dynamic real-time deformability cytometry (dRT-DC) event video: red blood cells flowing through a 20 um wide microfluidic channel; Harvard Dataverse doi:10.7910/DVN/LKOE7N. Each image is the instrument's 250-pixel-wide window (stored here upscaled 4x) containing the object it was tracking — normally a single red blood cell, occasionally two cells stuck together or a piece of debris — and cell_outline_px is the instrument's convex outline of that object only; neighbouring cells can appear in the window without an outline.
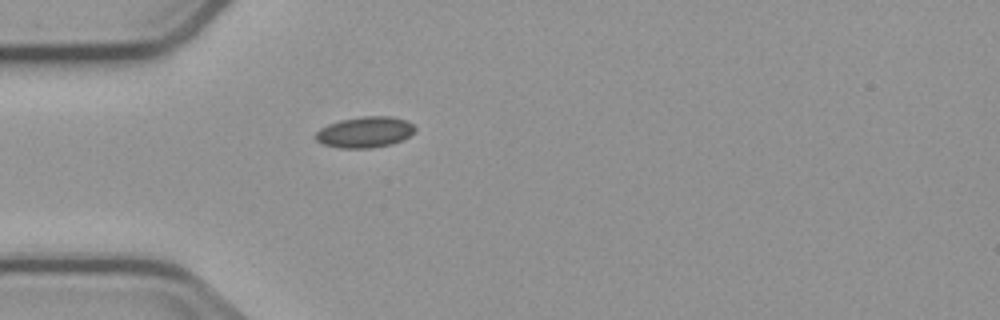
{"species": "common noctule bat (a hibernating species)", "species_latin": "Nyctalus noctula", "temperature_condition": "cold", "stored_images_in_passage": 1, "camera_frame_rate_fps": 3000, "um_per_image_px": 0.085, "animal": {"sex": "male", "body_mass_g": 23.1, "forearm_length_mm": 52.7}, "frame": {"image": 1, "passage_image": 1, "time_ms": 0.0, "image_size_px": [1000, 320], "cell_outline_px": [[416, 128], [408, 136], [392, 144], [368, 148], [340, 148], [324, 144], [316, 140], [316, 132], [320, 128], [328, 124], [340, 120], [360, 116], [392, 116], [408, 120]], "centroid_in_image_um": [31.01, 11.21], "position_along_channel_um": 54.0, "area_um2": 17.86}}